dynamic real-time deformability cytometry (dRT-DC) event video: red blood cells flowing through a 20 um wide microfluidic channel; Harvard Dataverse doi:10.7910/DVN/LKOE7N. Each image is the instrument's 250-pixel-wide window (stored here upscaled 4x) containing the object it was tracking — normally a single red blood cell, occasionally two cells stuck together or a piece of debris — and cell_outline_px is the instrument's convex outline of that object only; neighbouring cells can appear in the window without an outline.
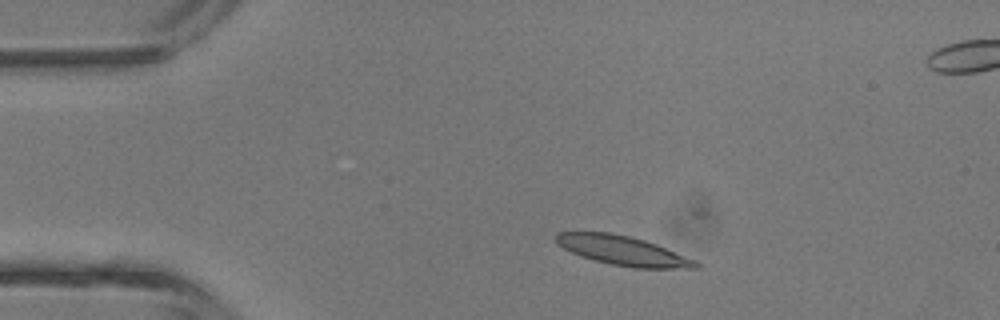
{"species": "common noctule bat (a hibernating species)", "species_latin": "Nyctalus noctula", "temperature_condition": "room temperature", "stored_images_in_passage": 2, "camera_frame_rate_fps": 3000, "um_per_image_px": 0.085, "animal": {"sex": "male", "body_mass_g": 13.3}, "frame": {"image": 1, "passage_image": 1, "time_ms": 0.0, "image_size_px": [1000, 320], "cell_outline_px": [[704, 268], [636, 268], [612, 264], [580, 256], [556, 244], [552, 236], [556, 232], [612, 232], [644, 240], [656, 244], [696, 260]], "centroid_in_image_um": [52.93, 21.29], "position_along_channel_um": 32.1, "area_um2": 23.93}}